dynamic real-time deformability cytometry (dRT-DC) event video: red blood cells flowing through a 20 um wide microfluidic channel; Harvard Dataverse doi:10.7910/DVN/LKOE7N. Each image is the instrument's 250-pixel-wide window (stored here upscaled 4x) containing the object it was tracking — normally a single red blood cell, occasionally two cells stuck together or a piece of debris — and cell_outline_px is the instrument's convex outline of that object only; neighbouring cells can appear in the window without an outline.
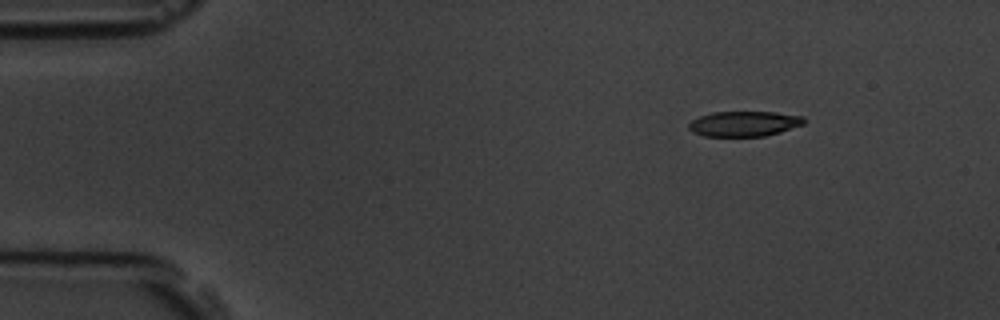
{"species": "common noctule bat (a hibernating species)", "species_latin": "Nyctalus noctula", "temperature_condition": "room temperature", "stored_images_in_passage": 6, "camera_frame_rate_fps": 3000, "um_per_image_px": 0.085, "animal": {"sex": "male", "body_mass_g": 19.5, "forearm_length_mm": 54.6}, "frame": {"image": 1, "passage_image": 1, "time_ms": 0.0, "image_size_px": [1000, 320], "cell_outline_px": [[808, 120], [804, 124], [780, 132], [764, 136], [704, 136], [692, 132], [688, 128], [688, 124], [692, 120], [700, 116], [712, 112], [776, 112], [804, 116]], "centroid_in_image_um": [63.28, 10.51], "position_along_channel_um": 21.7, "area_um2": 17.05}}
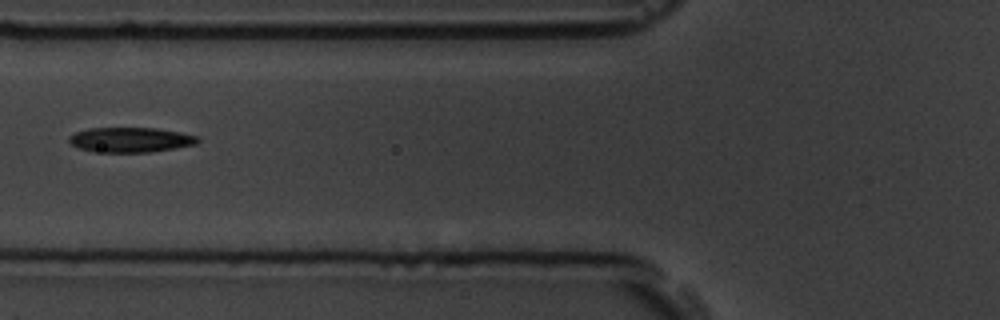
{"frame": {"image": 2, "passage_image": 5, "time_ms": 4.667, "image_size_px": [1000, 320], "cell_outline_px": [[200, 140], [196, 144], [152, 152], [92, 152], [80, 148], [72, 144], [68, 140], [68, 136], [76, 132], [88, 128], [156, 128], [180, 132], [196, 136]], "centroid_in_image_um": [11.07, 11.88], "position_along_channel_um": 114.7, "area_um2": 18.67}}
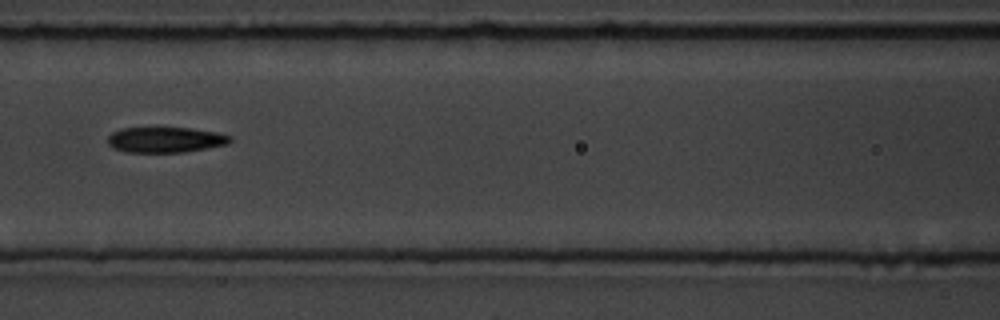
{"frame": {"image": 3, "passage_image": 6, "time_ms": 5.667, "image_size_px": [1000, 320], "cell_outline_px": [[232, 140], [228, 144], [208, 148], [184, 152], [124, 152], [112, 148], [108, 144], [108, 136], [112, 132], [120, 128], [156, 124], [192, 128], [216, 132], [232, 136]], "centroid_in_image_um": [14.01, 11.82], "position_along_channel_um": 152.6, "area_um2": 19.36}}